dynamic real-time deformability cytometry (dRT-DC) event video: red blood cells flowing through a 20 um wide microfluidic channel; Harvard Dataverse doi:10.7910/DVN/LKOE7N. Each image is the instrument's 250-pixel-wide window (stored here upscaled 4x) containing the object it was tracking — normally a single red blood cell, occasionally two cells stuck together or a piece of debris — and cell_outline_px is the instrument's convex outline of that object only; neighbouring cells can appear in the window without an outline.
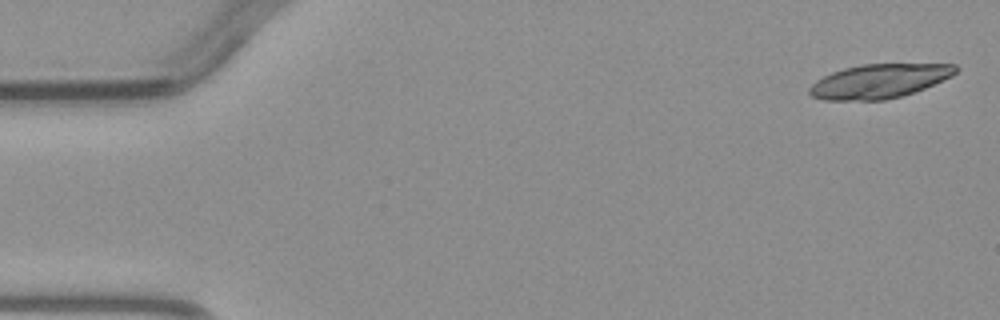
{"species": "common noctule bat (a hibernating species)", "species_latin": "Nyctalus noctula", "temperature_condition": "warm", "stored_images_in_passage": 3, "camera_frame_rate_fps": 3000, "um_per_image_px": 0.085, "animal": {"sex": "male", "body_mass_g": 23.1, "forearm_length_mm": 52.7}, "frame": {"image": 1, "passage_image": 1, "time_ms": 0.0, "image_size_px": [1000, 320], "cell_outline_px": [[960, 68], [952, 76], [924, 88], [900, 96], [884, 100], [824, 100], [812, 96], [808, 92], [808, 88], [816, 80], [832, 72], [844, 68], [860, 64], [956, 64]], "centroid_in_image_um": [74.72, 6.89], "position_along_channel_um": 10.3, "area_um2": 28.96}}